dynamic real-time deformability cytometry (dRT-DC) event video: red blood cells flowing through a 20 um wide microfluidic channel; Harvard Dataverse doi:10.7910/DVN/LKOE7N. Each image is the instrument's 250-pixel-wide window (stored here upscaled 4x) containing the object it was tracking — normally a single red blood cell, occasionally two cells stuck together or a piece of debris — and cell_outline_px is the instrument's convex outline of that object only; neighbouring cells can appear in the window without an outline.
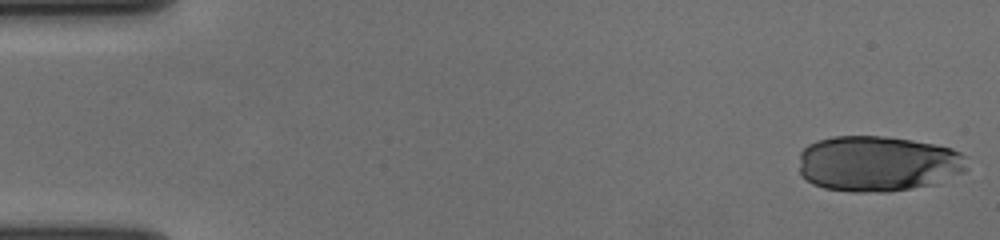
{"species": "human", "species_latin": "Homo sapiens", "temperature_condition": "cold", "stored_images_in_passage": 56, "segment_of_instrument_passage": [1, 2], "camera_frame_rate_fps": 3000, "um_per_image_px": 0.085, "donor": {"sex": "female"}, "frame": {"image": 1, "passage_image": 1, "time_ms": 0.0, "image_size_px": [1000, 240], "cell_outline_px": [[968, 168], [964, 172], [936, 184], [888, 192], [856, 192], [824, 188], [812, 184], [800, 172], [800, 152], [808, 144], [816, 140], [832, 136], [884, 136], [912, 140], [952, 148], [960, 152], [964, 156]], "centroid_in_image_um": [74.62, 13.91], "position_along_channel_um": 10.4, "area_um2": 54.85}}
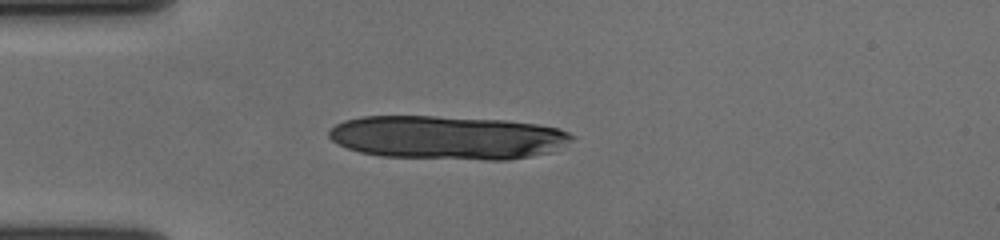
{"frame": {"image": 2, "passage_image": 15, "time_ms": 4.667, "image_size_px": [1000, 240], "cell_outline_px": [[576, 136], [572, 140], [548, 152], [508, 160], [488, 160], [380, 156], [360, 152], [348, 148], [332, 140], [328, 136], [328, 132], [336, 124], [344, 120], [360, 116], [436, 116], [508, 120], [536, 124], [560, 128]], "centroid_in_image_um": [38.01, 11.68], "position_along_channel_um": 47.0, "area_um2": 61.73}}